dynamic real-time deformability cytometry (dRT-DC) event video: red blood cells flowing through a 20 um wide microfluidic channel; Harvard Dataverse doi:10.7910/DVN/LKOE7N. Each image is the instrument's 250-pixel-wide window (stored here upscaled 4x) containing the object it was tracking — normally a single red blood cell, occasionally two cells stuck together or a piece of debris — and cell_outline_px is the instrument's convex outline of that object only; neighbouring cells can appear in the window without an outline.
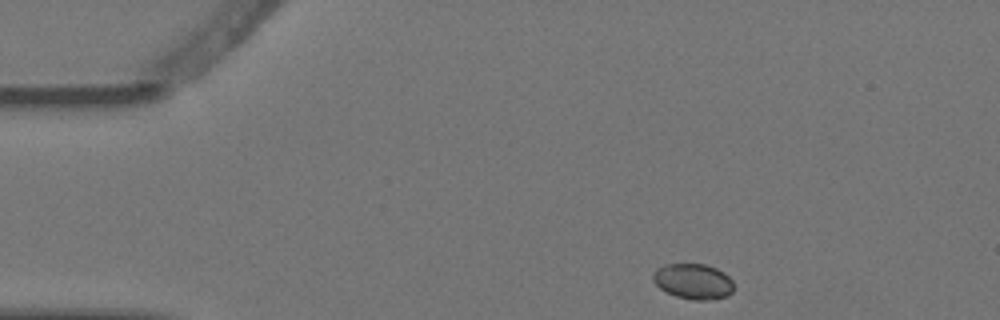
{"species": "Egyptian fruit bat (a non-hibernating species)", "species_latin": "Rousettus aegyptiacus", "temperature_condition": "warm", "stored_images_in_passage": 5, "camera_frame_rate_fps": 3000, "um_per_image_px": 0.085, "animal": {"sex": "female"}, "frame": {"image": 1, "passage_image": 1, "time_ms": 0.0, "image_size_px": [1000, 320], "cell_outline_px": [[736, 288], [728, 296], [712, 300], [692, 300], [676, 296], [660, 288], [652, 280], [652, 272], [656, 268], [664, 264], [704, 264], [716, 268], [724, 272], [732, 280]], "centroid_in_image_um": [58.94, 23.92], "position_along_channel_um": 26.1, "area_um2": 16.99}}
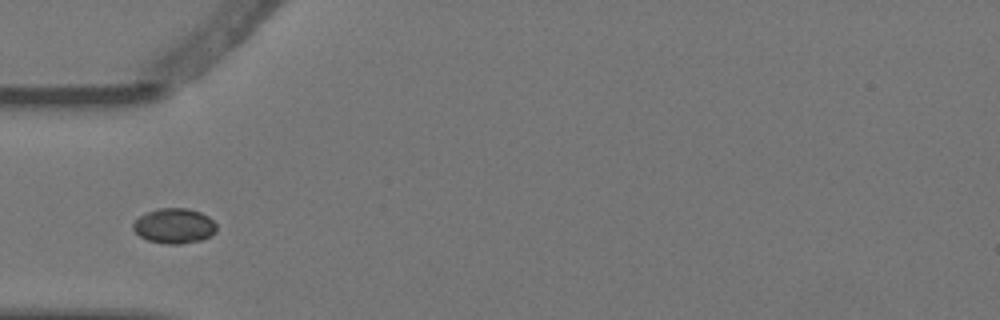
{"frame": {"image": 2, "passage_image": 3, "time_ms": 0.667, "image_size_px": [1000, 320], "cell_outline_px": [[216, 232], [200, 240], [180, 244], [168, 244], [148, 240], [140, 236], [132, 228], [132, 224], [140, 216], [148, 212], [160, 208], [188, 208], [200, 212], [208, 216], [216, 224]], "centroid_in_image_um": [14.81, 19.19], "position_along_channel_um": 70.2, "area_um2": 16.88}}
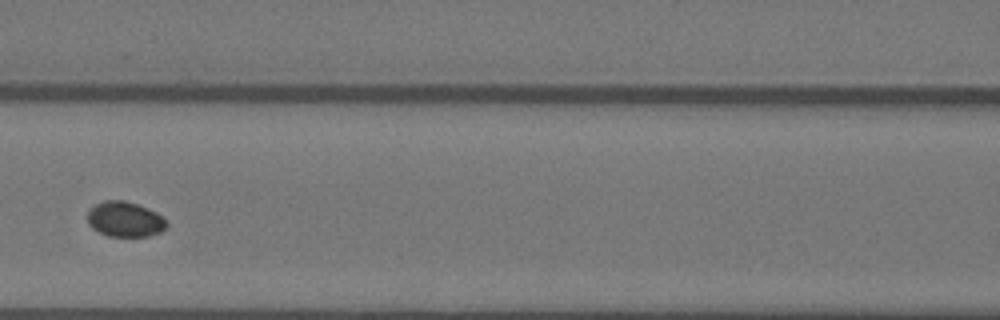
{"frame": {"image": 3, "passage_image": 5, "time_ms": 1.333, "image_size_px": [1000, 320], "cell_outline_px": [[168, 224], [160, 232], [148, 236], [108, 236], [92, 228], [88, 224], [88, 212], [96, 204], [104, 200], [124, 200], [148, 208], [164, 216], [168, 220]], "centroid_in_image_um": [10.65, 18.63], "position_along_channel_um": 156.0, "area_um2": 16.24}}